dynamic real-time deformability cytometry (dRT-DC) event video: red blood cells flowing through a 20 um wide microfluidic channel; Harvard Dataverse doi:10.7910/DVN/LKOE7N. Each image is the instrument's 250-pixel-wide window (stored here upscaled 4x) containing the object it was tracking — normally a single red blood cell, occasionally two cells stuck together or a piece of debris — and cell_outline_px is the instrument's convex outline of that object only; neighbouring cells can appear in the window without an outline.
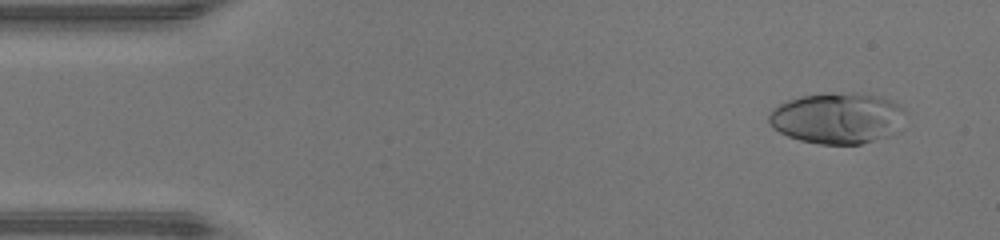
{"species": "human", "species_latin": "Homo sapiens", "temperature_condition": "warm", "stored_images_in_passage": 45, "camera_frame_rate_fps": 3000, "um_per_image_px": 0.085, "donor": {"sex": "male"}, "frame": {"image": 1, "passage_image": 1, "time_ms": 0.0, "image_size_px": [1000, 240], "cell_outline_px": [[904, 108], [892, 132], [888, 136], [860, 144], [820, 144], [800, 140], [788, 136], [772, 128], [768, 120], [768, 116], [772, 108], [788, 100], [804, 96], [852, 92], [856, 92], [880, 96], [892, 100], [900, 104]], "centroid_in_image_um": [71.11, 10.03], "position_along_channel_um": 13.9, "area_um2": 39.94}}
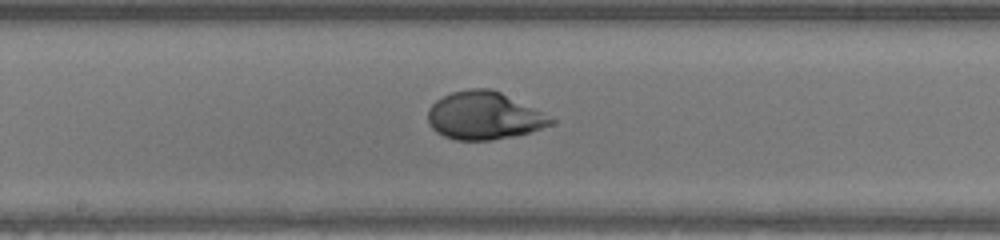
{"frame": {"image": 2, "passage_image": 22, "time_ms": 7.0, "image_size_px": [1000, 240], "cell_outline_px": [[556, 120], [552, 124], [528, 132], [512, 136], [492, 140], [456, 140], [444, 136], [436, 132], [428, 124], [428, 108], [436, 100], [452, 92], [468, 88], [492, 88]], "centroid_in_image_um": [41.07, 9.83], "position_along_channel_um": 207.1, "area_um2": 33.81}}
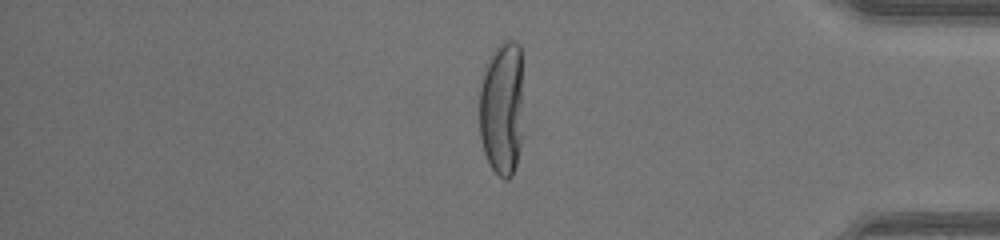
{"frame": {"image": 3, "passage_image": 37, "time_ms": 12.0, "image_size_px": [1000, 240], "cell_outline_px": [[520, 144], [516, 164], [512, 176], [508, 180], [504, 180], [492, 168], [484, 152], [480, 136], [480, 88], [488, 64], [496, 48], [504, 40], [512, 40], [520, 44]], "centroid_in_image_um": [42.65, 9.26], "position_along_channel_um": 392.6, "area_um2": 33.29}, "authors_computed_cell_mechanics": {"area_um2": 34.5066, "velocity_mm_per_s": 4.3261, "shape_relaxation_time_tau1_ms": 4.0413, "shape_relaxation_time_tau2_ms": null, "deformation_change_tau1": 0.2842, "deformation_change_tau2": null}}